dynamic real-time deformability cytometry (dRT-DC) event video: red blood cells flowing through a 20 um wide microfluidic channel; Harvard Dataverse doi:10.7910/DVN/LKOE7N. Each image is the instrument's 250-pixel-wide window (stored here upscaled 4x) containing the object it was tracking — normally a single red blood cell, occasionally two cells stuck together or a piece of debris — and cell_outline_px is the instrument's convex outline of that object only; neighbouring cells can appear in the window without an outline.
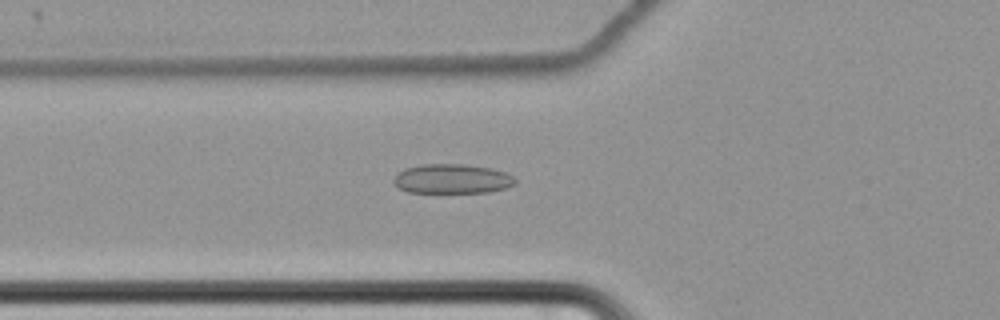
{"species": "common noctule bat (a hibernating species)", "species_latin": "Nyctalus noctula", "temperature_condition": "cold", "stored_images_in_passage": 47, "camera_frame_rate_fps": 3000, "um_per_image_px": 0.085, "animal": {"sex": "female", "body_mass_g": 22.7, "forearm_length_mm": 54.2}, "frame": {"image": 1, "passage_image": 10, "time_ms": 3.0, "image_size_px": [1000, 320], "cell_outline_px": [[516, 184], [504, 188], [488, 192], [408, 192], [396, 188], [392, 180], [404, 168], [424, 164], [464, 164], [492, 168], [504, 172], [512, 176], [516, 180]], "centroid_in_image_um": [38.41, 15.2], "position_along_channel_um": 87.4, "area_um2": 20.87}}
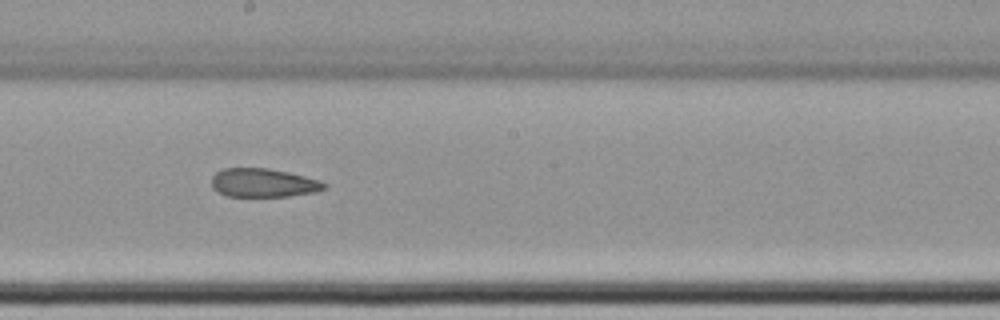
{"frame": {"image": 2, "passage_image": 22, "time_ms": 7.0, "image_size_px": [1000, 320], "cell_outline_px": [[328, 188], [316, 192], [288, 196], [228, 196], [212, 188], [212, 176], [216, 172], [224, 168], [268, 168], [288, 172], [320, 180], [328, 184]], "centroid_in_image_um": [22.42, 15.54], "position_along_channel_um": 225.8, "area_um2": 18.84}}
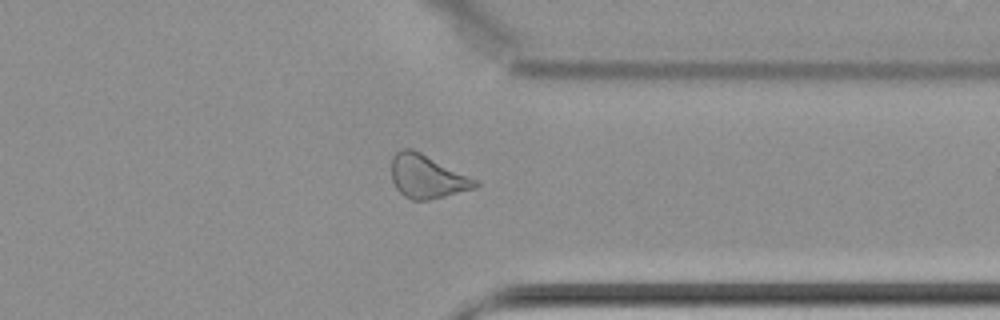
{"frame": {"image": 3, "passage_image": 35, "time_ms": 11.333, "image_size_px": [1000, 320], "cell_outline_px": [[480, 184], [476, 188], [428, 200], [412, 200], [404, 196], [396, 188], [392, 180], [392, 156], [400, 148], [412, 148], [480, 180]], "centroid_in_image_um": [36.33, 14.99], "position_along_channel_um": 375.1, "area_um2": 21.44}, "authors_computed_cell_mechanics": {"area_um2": 20.8658, "velocity_mm_per_s": 3.4661, "shape_relaxation_time_tau1_ms": null, "shape_relaxation_time_tau2_ms": 7.6421, "deformation_change_tau1": null, "deformation_change_tau2": 0.1692}}